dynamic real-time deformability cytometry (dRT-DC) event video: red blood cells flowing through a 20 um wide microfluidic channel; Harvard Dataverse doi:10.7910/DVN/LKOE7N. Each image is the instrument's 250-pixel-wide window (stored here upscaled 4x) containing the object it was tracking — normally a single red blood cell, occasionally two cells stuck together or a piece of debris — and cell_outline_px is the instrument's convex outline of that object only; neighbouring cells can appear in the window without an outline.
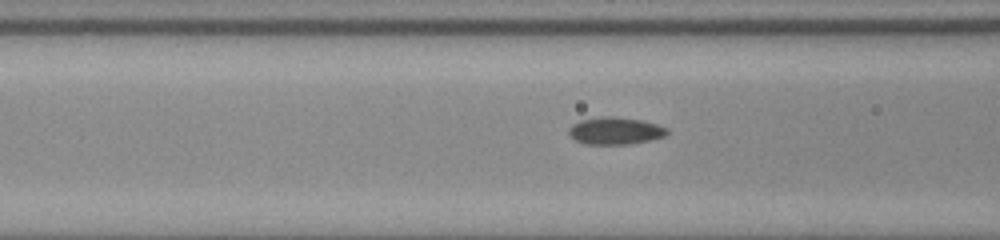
{"species": "common noctule bat (a hibernating species)", "species_latin": "Nyctalus noctula", "temperature_condition": "room temperature", "stored_images_in_passage": 5, "camera_frame_rate_fps": 3000, "um_per_image_px": 0.085, "animal": {"sex": "male", "body_mass_g": 20.0, "forearm_length_mm": 53.3}, "frame": {"image": 1, "passage_image": 3, "time_ms": 0.667, "image_size_px": [1000, 240], "cell_outline_px": [[668, 132], [664, 136], [652, 140], [632, 144], [584, 144], [568, 136], [568, 128], [572, 124], [580, 120], [604, 116], [612, 116], [640, 120], [656, 124], [668, 128]], "centroid_in_image_um": [52.27, 11.13], "position_along_channel_um": 114.3, "area_um2": 15.72}}